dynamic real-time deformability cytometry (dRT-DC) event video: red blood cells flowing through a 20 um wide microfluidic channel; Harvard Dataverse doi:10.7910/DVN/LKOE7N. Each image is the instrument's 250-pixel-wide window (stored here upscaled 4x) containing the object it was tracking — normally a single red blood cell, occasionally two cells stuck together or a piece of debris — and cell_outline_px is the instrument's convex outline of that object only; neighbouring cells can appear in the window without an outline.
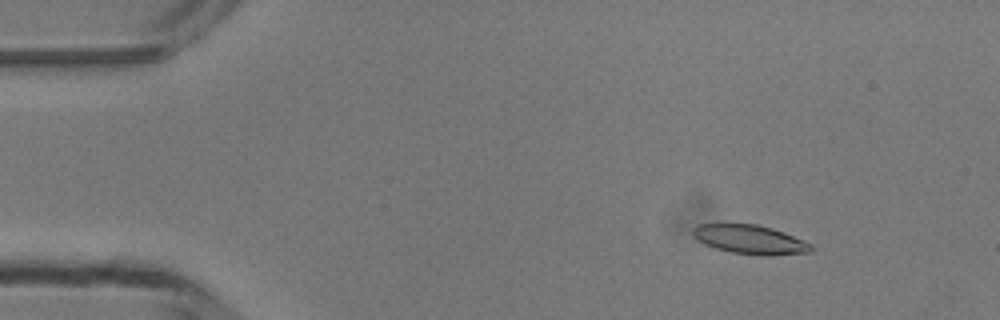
{"species": "common noctule bat (a hibernating species)", "species_latin": "Nyctalus noctula", "temperature_condition": "room temperature", "stored_images_in_passage": 14, "camera_frame_rate_fps": 3000, "um_per_image_px": 0.085, "animal": {"sex": "male", "body_mass_g": 13.3}, "frame": {"image": 1, "passage_image": 7, "time_ms": 2.0, "image_size_px": [1000, 320], "cell_outline_px": [[812, 248], [808, 252], [768, 256], [732, 252], [716, 248], [704, 244], [692, 232], [692, 228], [700, 224], [724, 220], [756, 224], [772, 228], [784, 232], [804, 240], [812, 244]], "centroid_in_image_um": [63.7, 20.3], "position_along_channel_um": 21.3, "area_um2": 20.52}}